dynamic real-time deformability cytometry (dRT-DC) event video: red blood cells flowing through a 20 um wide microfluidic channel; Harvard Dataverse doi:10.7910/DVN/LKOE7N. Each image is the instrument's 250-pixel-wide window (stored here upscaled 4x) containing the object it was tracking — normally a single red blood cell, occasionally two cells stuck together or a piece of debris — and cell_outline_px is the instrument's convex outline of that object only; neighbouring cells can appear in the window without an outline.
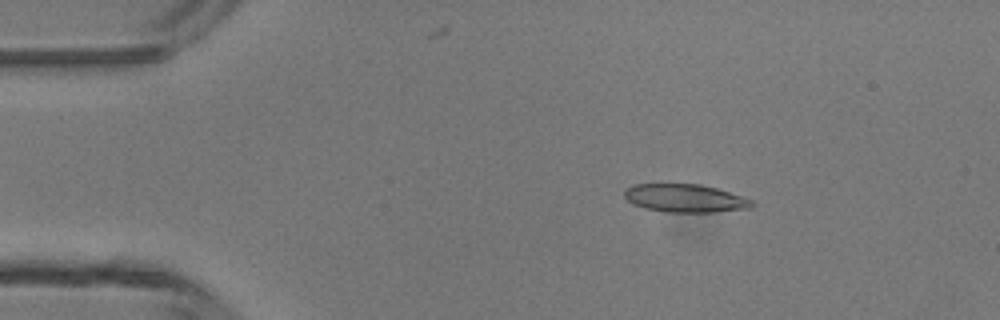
{"species": "common noctule bat (a hibernating species)", "species_latin": "Nyctalus noctula", "temperature_condition": "room temperature", "stored_images_in_passage": 6, "camera_frame_rate_fps": 3000, "um_per_image_px": 0.085, "animal": {"sex": "male", "body_mass_g": 13.3}, "frame": {"image": 1, "passage_image": 3, "time_ms": 2.333, "image_size_px": [1000, 320], "cell_outline_px": [[756, 204], [752, 208], [716, 212], [668, 212], [644, 208], [632, 204], [624, 196], [624, 192], [628, 188], [636, 184], [700, 184], [716, 188], [752, 200]], "centroid_in_image_um": [58.25, 16.86], "position_along_channel_um": 26.7, "area_um2": 20.81}}
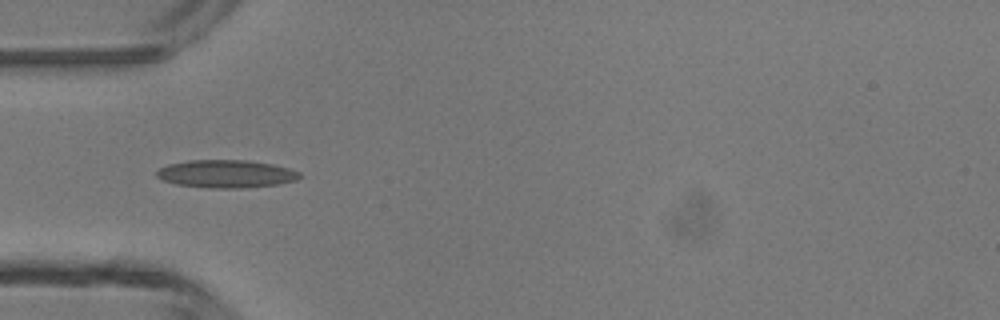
{"frame": {"image": 2, "passage_image": 5, "time_ms": 4.667, "image_size_px": [1000, 320], "cell_outline_px": [[304, 176], [296, 180], [280, 184], [240, 188], [208, 188], [176, 184], [160, 180], [156, 176], [156, 172], [160, 168], [168, 164], [188, 160], [244, 160], [272, 164], [288, 168], [300, 172]], "centroid_in_image_um": [19.22, 14.78], "position_along_channel_um": 65.8, "area_um2": 23.35}}
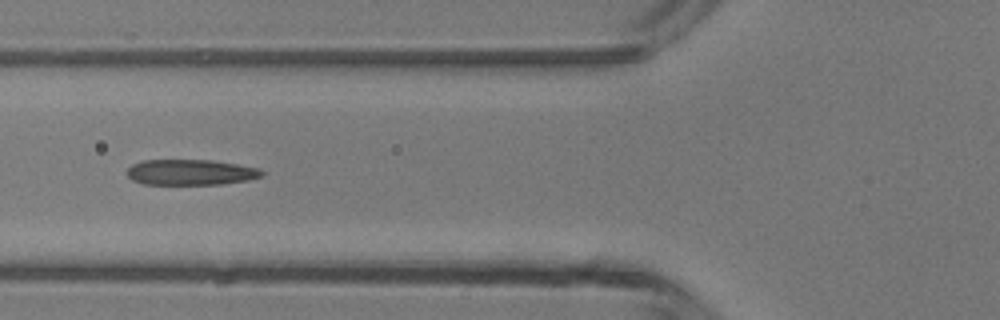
{"frame": {"image": 3, "passage_image": 6, "time_ms": 5.667, "image_size_px": [1000, 320], "cell_outline_px": [[264, 176], [248, 180], [220, 184], [144, 184], [132, 180], [128, 176], [128, 168], [132, 164], [144, 160], [212, 160], [260, 168], [264, 172]], "centroid_in_image_um": [16.23, 14.64], "position_along_channel_um": 109.6, "area_um2": 20.11}}